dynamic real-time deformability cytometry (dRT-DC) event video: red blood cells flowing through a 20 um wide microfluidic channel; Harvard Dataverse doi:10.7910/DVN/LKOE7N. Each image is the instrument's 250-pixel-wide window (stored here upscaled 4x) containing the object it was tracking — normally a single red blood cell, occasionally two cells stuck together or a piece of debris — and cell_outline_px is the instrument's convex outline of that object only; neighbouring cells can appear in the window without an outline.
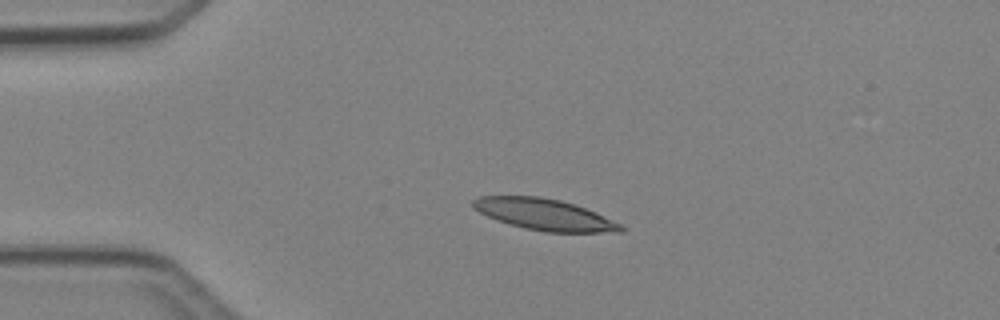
{"species": "Egyptian fruit bat (a non-hibernating species)", "species_latin": "Rousettus aegyptiacus", "temperature_condition": "cold", "stored_images_in_passage": 3, "camera_frame_rate_fps": 3000, "um_per_image_px": 0.085, "animal": {"sex": "female"}, "frame": {"image": 1, "passage_image": 2, "time_ms": 1.333, "image_size_px": [1000, 320], "cell_outline_px": [[624, 232], [544, 232], [524, 228], [488, 216], [472, 208], [472, 200], [480, 196], [540, 196], [560, 200], [576, 204], [596, 212], [620, 224], [624, 228]], "centroid_in_image_um": [46.29, 18.22], "position_along_channel_um": 38.7, "area_um2": 26.82}}